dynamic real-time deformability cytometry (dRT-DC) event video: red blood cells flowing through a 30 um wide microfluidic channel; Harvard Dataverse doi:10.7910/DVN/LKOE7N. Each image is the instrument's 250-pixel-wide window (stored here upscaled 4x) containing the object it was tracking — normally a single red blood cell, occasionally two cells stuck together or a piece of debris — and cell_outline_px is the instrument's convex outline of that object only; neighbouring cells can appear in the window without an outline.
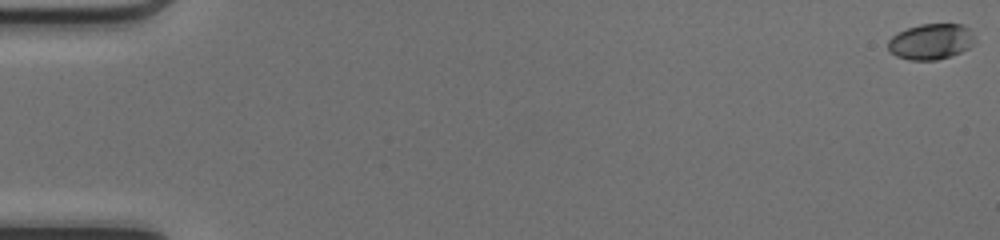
{"species": "common noctule bat (a hibernating species)", "species_latin": "Nyctalus noctula", "temperature_condition": "cold", "stored_images_in_passage": 50, "camera_frame_rate_fps": 3000, "um_per_image_px": 0.085, "animal": {"sex": "female", "body_mass_g": 17.0, "forearm_length_mm": 48.0}, "frame": {"image": 1, "passage_image": 1, "time_ms": 0.0, "image_size_px": [1000, 240], "cell_outline_px": [[972, 44], [968, 48], [960, 52], [936, 60], [912, 60], [896, 56], [888, 48], [888, 40], [892, 36], [908, 28], [920, 24], [964, 24], [968, 28]], "centroid_in_image_um": [79.08, 3.53], "position_along_channel_um": 5.9, "area_um2": 17.57}}
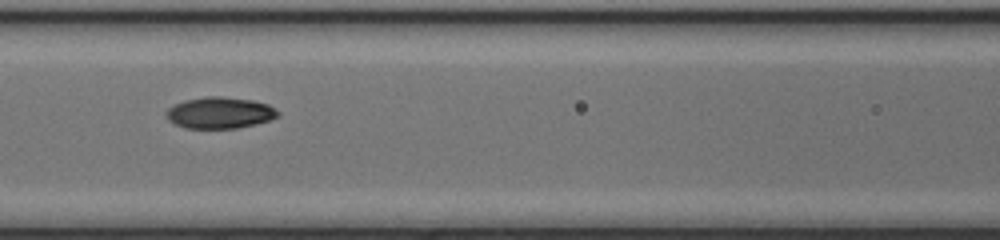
{"frame": {"image": 2, "passage_image": 24, "time_ms": 7.667, "image_size_px": [1000, 240], "cell_outline_px": [[280, 112], [276, 116], [268, 120], [256, 124], [236, 128], [184, 128], [168, 120], [168, 108], [184, 100], [204, 96], [220, 96], [252, 100], [268, 104]], "centroid_in_image_um": [18.68, 9.58], "position_along_channel_um": 147.9, "area_um2": 20.23}}
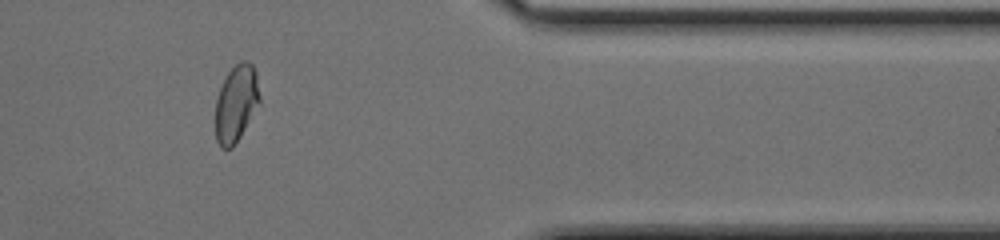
{"frame": {"image": 3, "passage_image": 43, "time_ms": 14.0, "image_size_px": [1000, 240], "cell_outline_px": [[260, 104], [240, 136], [232, 148], [220, 148], [216, 140], [216, 100], [220, 88], [228, 72], [240, 60], [248, 60], [252, 64], [256, 72], [260, 96]], "centroid_in_image_um": [20.09, 8.78], "position_along_channel_um": 391.3, "area_um2": 19.83}, "authors_computed_cell_mechanics": {"area_um2": 19.8254, "velocity_mm_per_s": 4.1824, "shape_relaxation_time_tau1_ms": 3.0429, "shape_relaxation_time_tau2_ms": 2.3308, "deformation_change_tau1": 0.1516, "deformation_change_tau2": 0.0345}}